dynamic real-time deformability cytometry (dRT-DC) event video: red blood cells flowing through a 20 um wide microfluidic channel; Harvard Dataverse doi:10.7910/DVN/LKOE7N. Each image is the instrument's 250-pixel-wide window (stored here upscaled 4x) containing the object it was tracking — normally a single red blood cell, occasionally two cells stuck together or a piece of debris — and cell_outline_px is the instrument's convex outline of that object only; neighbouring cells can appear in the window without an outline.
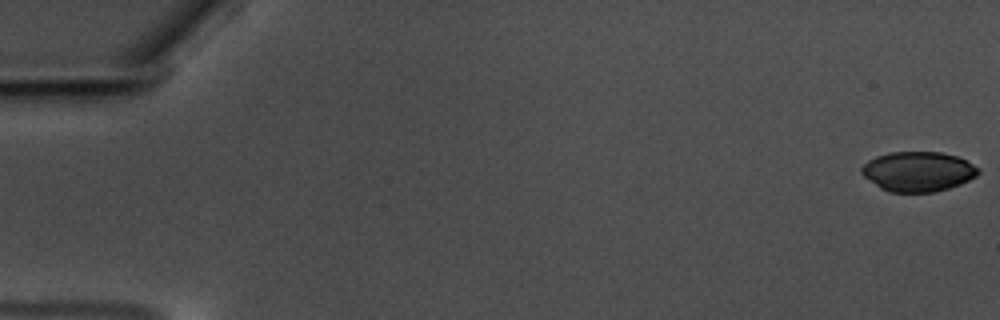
{"species": "common noctule bat (a hibernating species)", "species_latin": "Nyctalus noctula", "temperature_condition": "warm", "stored_images_in_passage": 58, "camera_frame_rate_fps": 3000, "um_per_image_px": 0.085, "animal": {"sex": "male", "body_mass_g": 17.5, "forearm_length_mm": 52.3}, "frame": {"image": 1, "passage_image": 1, "time_ms": 0.0, "image_size_px": [1000, 320], "cell_outline_px": [[980, 172], [976, 176], [960, 184], [936, 192], [888, 192], [880, 188], [864, 176], [860, 172], [860, 168], [868, 160], [876, 156], [888, 152], [940, 152], [956, 156], [980, 168]], "centroid_in_image_um": [78.01, 14.58], "position_along_channel_um": 7.0, "area_um2": 27.11}}
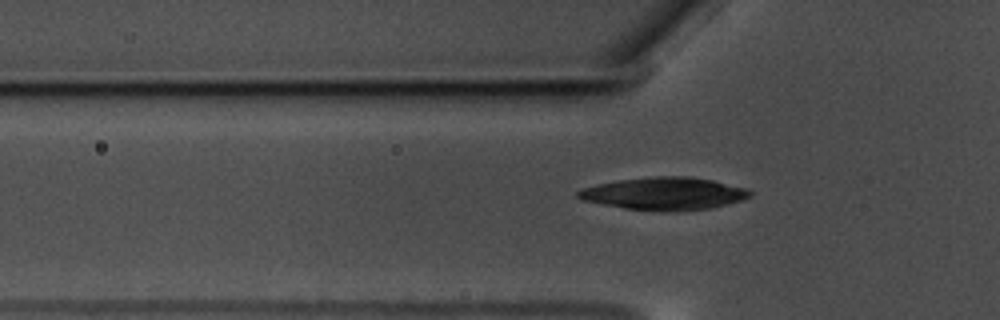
{"frame": {"image": 2, "passage_image": 20, "time_ms": 6.333, "image_size_px": [1000, 320], "cell_outline_px": [[752, 196], [740, 200], [708, 208], [676, 212], [660, 212], [624, 208], [580, 200], [576, 196], [576, 192], [584, 188], [596, 184], [620, 180], [656, 176], [692, 176], [712, 180], [748, 188], [752, 192]], "centroid_in_image_um": [56.45, 16.46], "position_along_channel_um": 69.4, "area_um2": 32.77}}
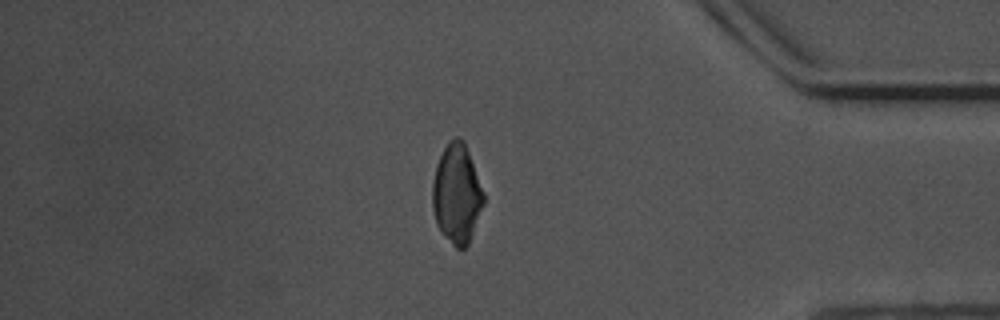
{"frame": {"image": 3, "passage_image": 50, "time_ms": 16.333, "image_size_px": [1000, 320], "cell_outline_px": [[484, 204], [468, 244], [464, 248], [456, 248], [444, 236], [436, 224], [432, 208], [432, 180], [436, 164], [444, 148], [456, 136], [460, 136], [464, 140], [484, 192]], "centroid_in_image_um": [38.81, 16.47], "position_along_channel_um": 396.4, "area_um2": 29.65}}